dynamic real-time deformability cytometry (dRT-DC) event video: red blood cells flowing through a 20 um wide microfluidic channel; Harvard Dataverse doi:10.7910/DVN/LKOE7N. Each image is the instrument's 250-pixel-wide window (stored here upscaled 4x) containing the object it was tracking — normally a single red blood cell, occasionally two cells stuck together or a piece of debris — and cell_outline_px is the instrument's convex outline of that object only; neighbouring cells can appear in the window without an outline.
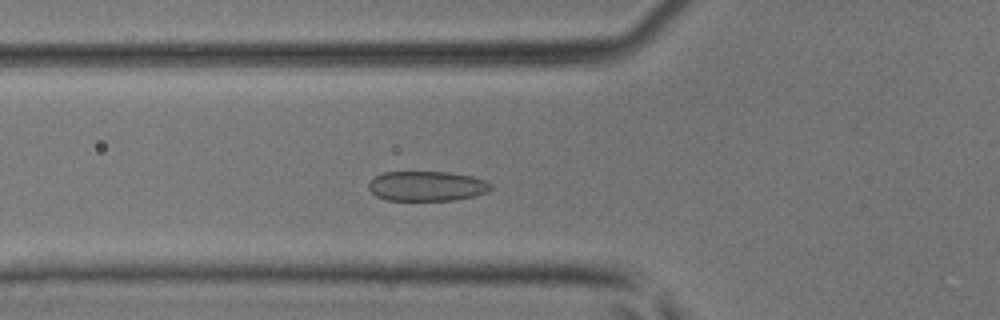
{"species": "common noctule bat (a hibernating species)", "species_latin": "Nyctalus noctula", "temperature_condition": "room temperature", "stored_images_in_passage": 41, "camera_frame_rate_fps": 3000, "um_per_image_px": 0.085, "animal": {"sex": "male", "body_mass_g": 17.9, "forearm_length_mm": 54.2}, "frame": {"image": 1, "passage_image": 13, "time_ms": 4.0, "image_size_px": [1000, 320], "cell_outline_px": [[492, 188], [488, 192], [456, 200], [388, 200], [376, 196], [368, 188], [368, 184], [376, 176], [384, 172], [448, 172], [472, 176], [488, 180], [492, 184]], "centroid_in_image_um": [36.32, 15.81], "position_along_channel_um": 89.5, "area_um2": 21.33}}
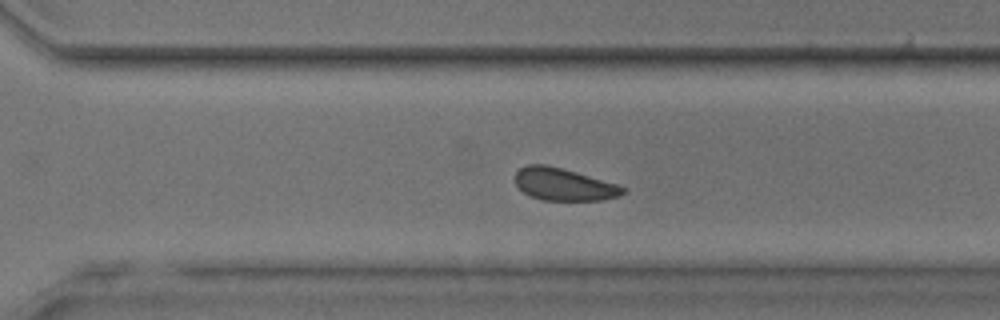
{"frame": {"image": 2, "passage_image": 29, "time_ms": 9.333, "image_size_px": [1000, 320], "cell_outline_px": [[624, 192], [620, 196], [600, 200], [544, 200], [528, 196], [516, 184], [516, 172], [520, 168], [528, 164], [544, 164], [576, 172], [616, 184], [624, 188]], "centroid_in_image_um": [47.89, 15.68], "position_along_channel_um": 322.7, "area_um2": 20.0}}
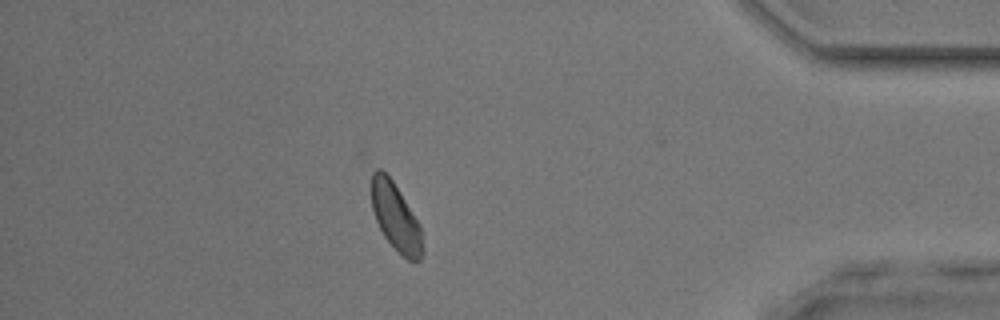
{"frame": {"image": 3, "passage_image": 37, "time_ms": 12.0, "image_size_px": [1000, 320], "cell_outline_px": [[424, 252], [420, 260], [408, 260], [384, 236], [376, 220], [372, 208], [372, 172], [376, 168], [380, 168], [392, 180], [420, 224], [424, 248]], "centroid_in_image_um": [33.65, 18.45], "position_along_channel_um": 401.5, "area_um2": 19.77}}